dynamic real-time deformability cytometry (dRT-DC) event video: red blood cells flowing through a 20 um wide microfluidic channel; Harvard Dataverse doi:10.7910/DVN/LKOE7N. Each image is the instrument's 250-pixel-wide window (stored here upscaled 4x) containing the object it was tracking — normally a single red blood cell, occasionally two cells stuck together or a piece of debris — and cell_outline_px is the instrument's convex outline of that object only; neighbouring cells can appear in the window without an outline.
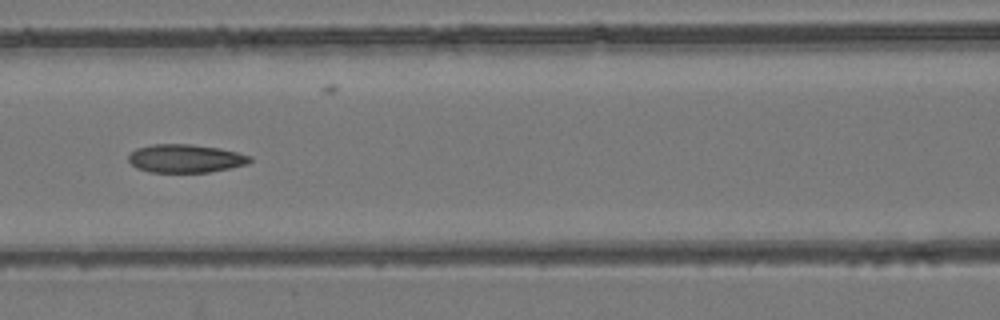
{"species": "common noctule bat (a hibernating species)", "species_latin": "Nyctalus noctula", "temperature_condition": "room temperature", "stored_images_in_passage": 7, "camera_frame_rate_fps": 3000, "um_per_image_px": 0.085, "animal": {"sex": "female", "body_mass_g": 24.6, "forearm_length_mm": 56.2}, "frame": {"image": 1, "passage_image": 7, "time_ms": 6.667, "image_size_px": [1000, 320], "cell_outline_px": [[252, 160], [248, 164], [208, 172], [148, 172], [136, 168], [128, 160], [128, 156], [136, 148], [152, 144], [188, 144], [220, 148], [252, 156]], "centroid_in_image_um": [15.75, 13.47], "position_along_channel_um": 150.8, "area_um2": 20.0}}